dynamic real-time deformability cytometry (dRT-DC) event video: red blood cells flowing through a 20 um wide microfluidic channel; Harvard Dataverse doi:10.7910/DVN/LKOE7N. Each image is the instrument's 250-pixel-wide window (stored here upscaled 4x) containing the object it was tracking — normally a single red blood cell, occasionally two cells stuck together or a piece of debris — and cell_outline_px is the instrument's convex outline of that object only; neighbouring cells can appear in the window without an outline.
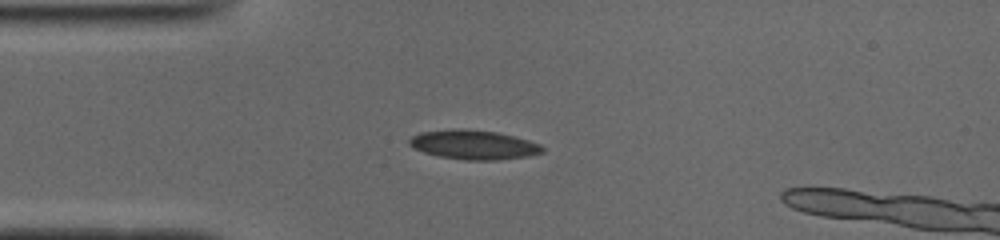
{"species": "common noctule bat (a hibernating species)", "species_latin": "Nyctalus noctula", "temperature_condition": "cold", "stored_images_in_passage": 35, "camera_frame_rate_fps": 3000, "um_per_image_px": 0.085, "animal": {"sex": "male", "body_mass_g": 19.0, "forearm_length_mm": 50.8}, "frame": {"image": 1, "passage_image": 1, "time_ms": 0.0, "image_size_px": [1000, 240], "cell_outline_px": [[544, 152], [528, 156], [496, 160], [464, 160], [440, 156], [424, 152], [412, 148], [408, 144], [408, 140], [412, 136], [420, 132], [452, 128], [460, 128], [496, 132], [528, 140], [540, 144], [544, 148]], "centroid_in_image_um": [40.23, 12.3], "position_along_channel_um": 44.8, "area_um2": 22.77}}
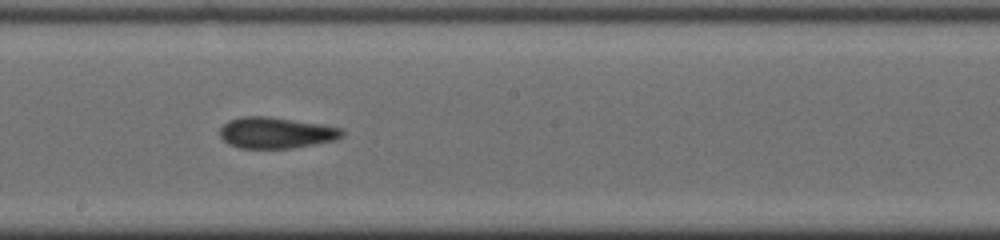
{"frame": {"image": 2, "passage_image": 16, "time_ms": 5.0, "image_size_px": [1000, 240], "cell_outline_px": [[344, 136], [336, 140], [316, 144], [292, 148], [240, 148], [228, 144], [220, 136], [220, 128], [228, 120], [244, 116], [268, 116], [320, 124], [344, 128]], "centroid_in_image_um": [23.49, 11.29], "position_along_channel_um": 224.7, "area_um2": 22.31}}
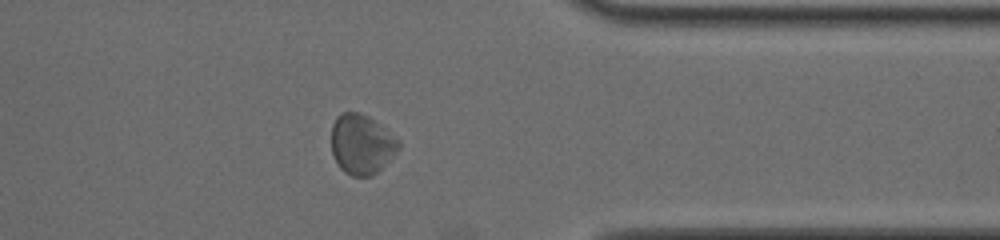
{"frame": {"image": 3, "passage_image": 29, "time_ms": 9.333, "image_size_px": [1000, 240], "cell_outline_px": [[400, 148], [372, 176], [352, 176], [344, 172], [340, 168], [332, 152], [332, 124], [336, 116], [340, 112], [360, 112], [368, 116], [400, 140]], "centroid_in_image_um": [30.72, 12.24], "position_along_channel_um": 380.7, "area_um2": 23.29}}